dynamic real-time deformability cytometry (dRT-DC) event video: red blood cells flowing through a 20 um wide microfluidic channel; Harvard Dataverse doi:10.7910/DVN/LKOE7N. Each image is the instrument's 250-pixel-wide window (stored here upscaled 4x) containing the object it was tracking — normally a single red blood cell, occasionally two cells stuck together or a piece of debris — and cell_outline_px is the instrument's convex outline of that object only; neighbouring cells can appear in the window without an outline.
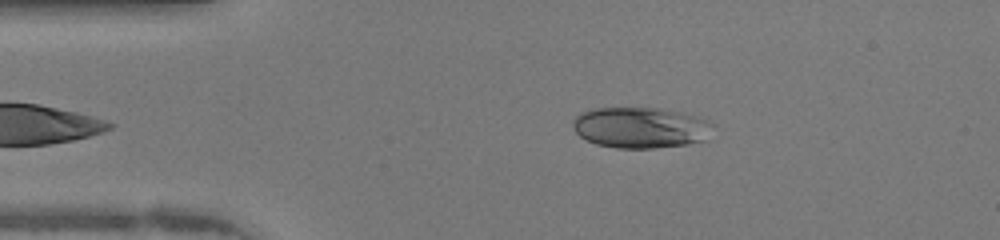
{"species": "human", "species_latin": "Homo sapiens", "temperature_condition": "warm", "stored_images_in_passage": 35, "camera_frame_rate_fps": 3000, "um_per_image_px": 0.085, "donor": {"sex": "female"}, "frame": {"image": 1, "passage_image": 2, "time_ms": 0.333, "image_size_px": [1000, 240], "cell_outline_px": [[716, 124], [704, 140], [688, 144], [656, 148], [616, 148], [596, 144], [580, 136], [572, 128], [572, 120], [580, 112], [596, 108], [660, 108], [684, 112], [708, 120]], "centroid_in_image_um": [54.46, 10.84], "position_along_channel_um": 30.5, "area_um2": 33.7}}
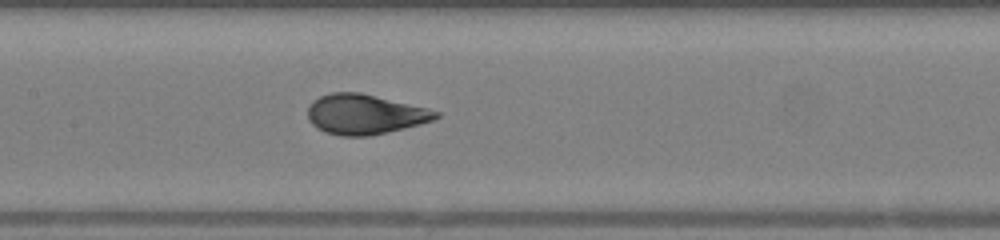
{"frame": {"image": 2, "passage_image": 15, "time_ms": 4.667, "image_size_px": [1000, 240], "cell_outline_px": [[440, 116], [432, 120], [420, 124], [404, 128], [368, 136], [340, 136], [324, 132], [316, 128], [308, 120], [308, 108], [312, 100], [320, 96], [332, 92], [360, 92], [428, 108], [440, 112]], "centroid_in_image_um": [30.98, 9.71], "position_along_channel_um": 176.4, "area_um2": 29.88}}
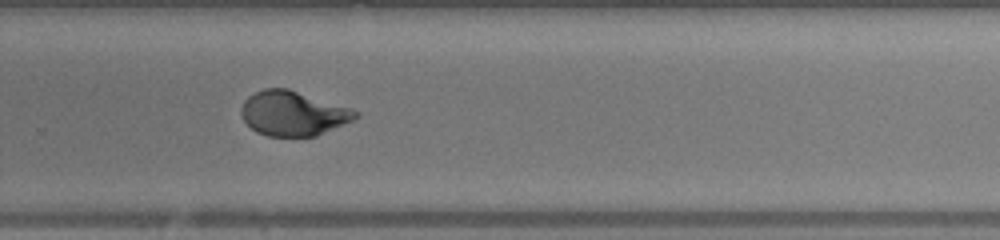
{"frame": {"image": 3, "passage_image": 24, "time_ms": 7.667, "image_size_px": [1000, 240], "cell_outline_px": [[360, 116], [352, 120], [316, 136], [268, 136], [256, 132], [240, 116], [240, 108], [244, 100], [248, 96], [264, 88], [288, 88], [352, 108], [360, 112]], "centroid_in_image_um": [24.9, 9.63], "position_along_channel_um": 304.9, "area_um2": 29.82}, "authors_computed_cell_mechanics": {"area_um2": 29.8248, "velocity_mm_per_s": 4.3095, "shape_relaxation_time_tau1_ms": 5.1762, "shape_relaxation_time_tau2_ms": null, "deformation_change_tau1": 0.2239, "deformation_change_tau2": null}}